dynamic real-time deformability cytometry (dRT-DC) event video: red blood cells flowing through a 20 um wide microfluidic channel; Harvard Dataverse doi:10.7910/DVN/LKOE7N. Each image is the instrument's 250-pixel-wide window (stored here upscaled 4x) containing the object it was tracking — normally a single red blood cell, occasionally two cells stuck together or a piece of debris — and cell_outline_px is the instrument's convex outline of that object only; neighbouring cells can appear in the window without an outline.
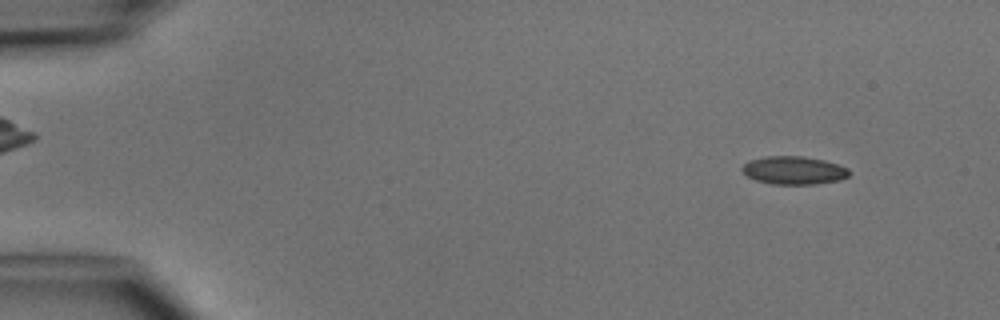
{"species": "common noctule bat (a hibernating species)", "species_latin": "Nyctalus noctula", "temperature_condition": "cold", "stored_images_in_passage": 3, "camera_frame_rate_fps": 3000, "um_per_image_px": 0.085, "animal": {"sex": "male", "body_mass_g": 15.6}, "frame": {"image": 1, "passage_image": 1, "time_ms": 0.0, "image_size_px": [1000, 320], "cell_outline_px": [[852, 172], [848, 176], [840, 180], [816, 184], [772, 184], [756, 180], [748, 176], [740, 168], [748, 160], [764, 156], [804, 156], [824, 160], [848, 168]], "centroid_in_image_um": [67.48, 14.47], "position_along_channel_um": 17.5, "area_um2": 17.63}}
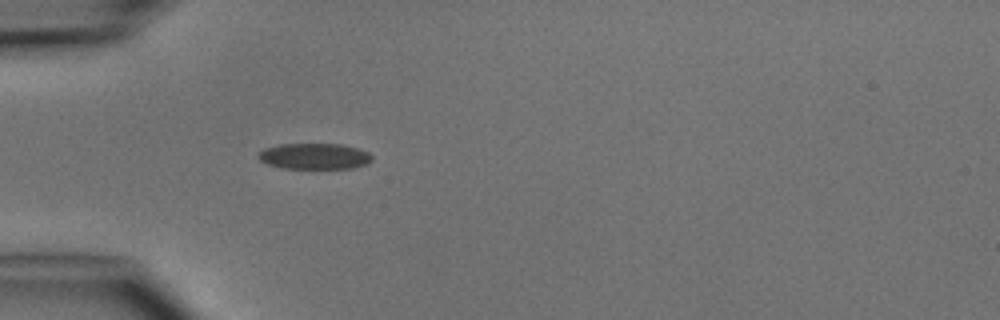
{"frame": {"image": 2, "passage_image": 3, "time_ms": 3.333, "image_size_px": [1000, 320], "cell_outline_px": [[372, 160], [364, 164], [352, 168], [284, 168], [268, 164], [260, 160], [256, 156], [264, 148], [280, 144], [340, 144], [356, 148], [368, 152], [372, 156]], "centroid_in_image_um": [26.7, 13.27], "position_along_channel_um": 58.3, "area_um2": 16.99}}